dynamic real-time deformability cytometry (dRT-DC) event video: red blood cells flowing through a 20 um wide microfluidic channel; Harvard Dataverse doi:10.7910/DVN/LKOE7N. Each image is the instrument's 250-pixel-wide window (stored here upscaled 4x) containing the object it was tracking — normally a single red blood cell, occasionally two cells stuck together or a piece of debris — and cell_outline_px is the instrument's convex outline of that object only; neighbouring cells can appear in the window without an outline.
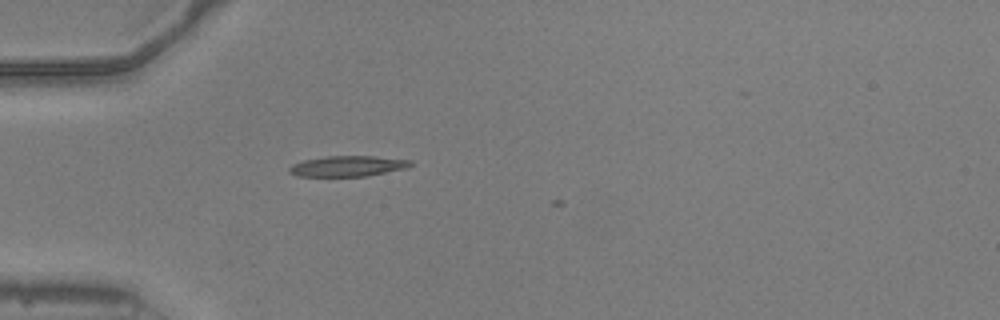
{"species": "common noctule bat (a hibernating species)", "species_latin": "Nyctalus noctula", "temperature_condition": "warm", "stored_images_in_passage": 2, "camera_frame_rate_fps": 3000, "um_per_image_px": 0.085, "animal": {"sex": "male", "body_mass_g": 20.5, "forearm_length_mm": 52.5}, "frame": {"image": 1, "passage_image": 1, "time_ms": 0.0, "image_size_px": [1000, 320], "cell_outline_px": [[412, 164], [408, 168], [368, 176], [296, 176], [288, 172], [288, 168], [292, 164], [304, 160], [328, 156], [372, 156], [412, 160]], "centroid_in_image_um": [29.56, 14.12], "position_along_channel_um": 55.4, "area_um2": 14.62}}